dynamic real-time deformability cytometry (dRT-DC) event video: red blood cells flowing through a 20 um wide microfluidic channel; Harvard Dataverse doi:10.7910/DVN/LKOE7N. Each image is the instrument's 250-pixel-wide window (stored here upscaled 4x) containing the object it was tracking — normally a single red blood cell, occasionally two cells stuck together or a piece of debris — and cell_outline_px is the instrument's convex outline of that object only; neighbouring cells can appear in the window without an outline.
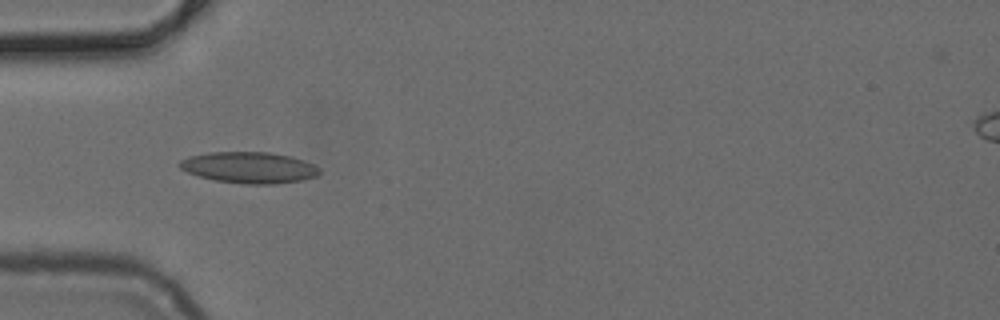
{"species": "common noctule bat (a hibernating species)", "species_latin": "Nyctalus noctula", "temperature_condition": "cold", "stored_images_in_passage": 50, "camera_frame_rate_fps": 3000, "um_per_image_px": 0.085, "animal": {"sex": "female", "body_mass_g": 24.6, "forearm_length_mm": 56.2}, "frame": {"image": 1, "passage_image": 15, "time_ms": 4.667, "image_size_px": [1000, 320], "cell_outline_px": [[320, 172], [316, 176], [300, 180], [276, 184], [244, 184], [216, 180], [200, 176], [188, 172], [180, 168], [176, 164], [180, 160], [188, 156], [208, 152], [268, 152], [292, 156], [304, 160], [320, 168]], "centroid_in_image_um": [21.16, 14.23], "position_along_channel_um": 63.8, "area_um2": 25.49}}
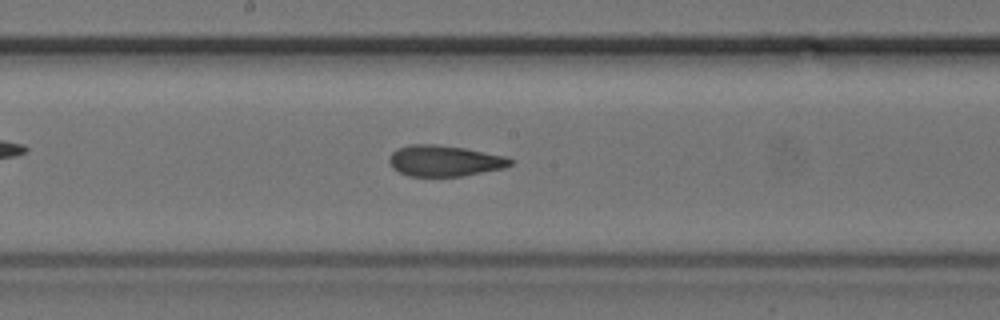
{"frame": {"image": 2, "passage_image": 26, "time_ms": 8.333, "image_size_px": [1000, 320], "cell_outline_px": [[512, 164], [504, 168], [460, 176], [408, 176], [392, 168], [388, 160], [392, 152], [408, 144], [432, 144], [464, 148], [508, 156], [512, 160]], "centroid_in_image_um": [37.78, 13.67], "position_along_channel_um": 210.4, "area_um2": 21.79}}
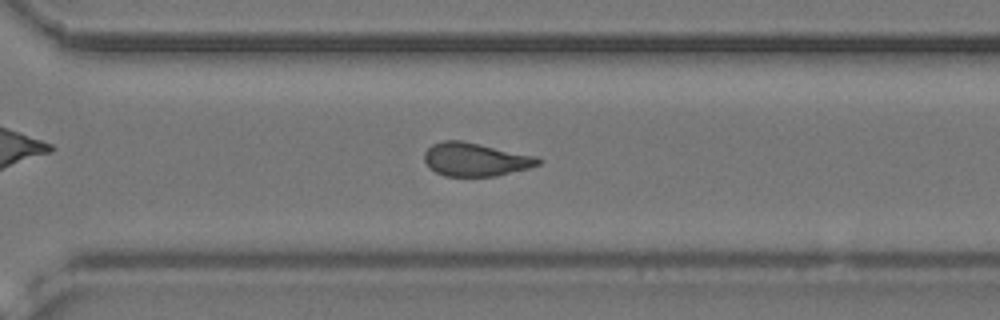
{"frame": {"image": 3, "passage_image": 35, "time_ms": 11.333, "image_size_px": [1000, 320], "cell_outline_px": [[544, 160], [540, 164], [528, 168], [496, 176], [444, 176], [428, 168], [424, 160], [424, 152], [432, 144], [440, 140], [460, 140], [480, 144], [536, 156]], "centroid_in_image_um": [40.39, 13.55], "position_along_channel_um": 330.2, "area_um2": 22.25}}